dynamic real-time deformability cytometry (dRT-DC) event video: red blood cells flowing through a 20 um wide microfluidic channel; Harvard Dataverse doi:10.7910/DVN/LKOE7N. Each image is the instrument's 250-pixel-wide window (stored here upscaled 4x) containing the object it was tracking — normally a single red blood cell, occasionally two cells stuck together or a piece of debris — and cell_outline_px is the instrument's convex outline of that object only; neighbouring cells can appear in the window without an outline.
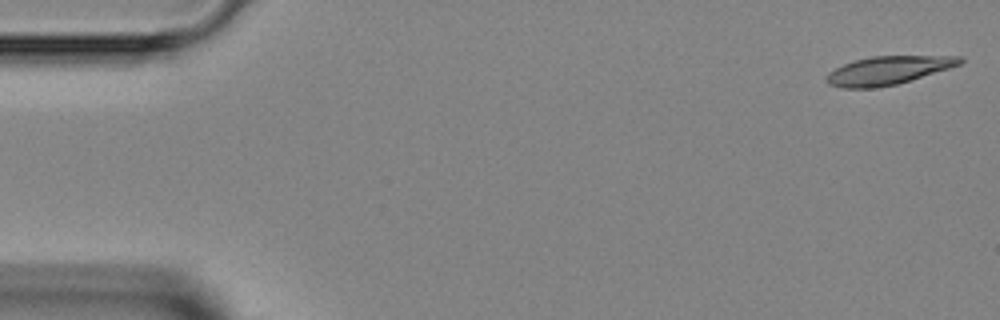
{"species": "Egyptian fruit bat (a non-hibernating species)", "species_latin": "Rousettus aegyptiacus", "temperature_condition": "room temperature", "stored_images_in_passage": 46, "camera_frame_rate_fps": 3000, "um_per_image_px": 0.085, "animal": {"sex": "female"}, "frame": {"image": 1, "passage_image": 1, "time_ms": 0.0, "image_size_px": [1000, 320], "cell_outline_px": [[964, 60], [960, 64], [948, 68], [896, 84], [872, 88], [840, 88], [828, 84], [824, 80], [824, 76], [828, 72], [844, 64], [856, 60], [872, 56], [960, 56]], "centroid_in_image_um": [75.41, 5.99], "position_along_channel_um": 9.6, "area_um2": 21.79}}
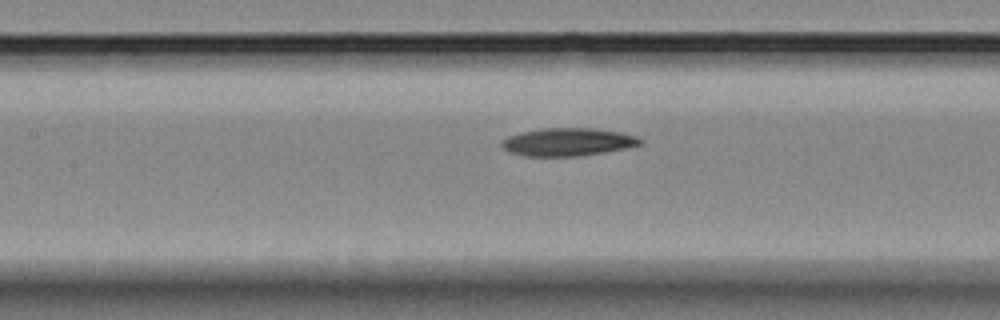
{"frame": {"image": 2, "passage_image": 20, "time_ms": 6.333, "image_size_px": [1000, 320], "cell_outline_px": [[644, 144], [604, 152], [576, 156], [524, 156], [508, 152], [500, 144], [500, 140], [508, 136], [520, 132], [540, 128], [592, 128], [620, 132], [636, 136], [644, 140]], "centroid_in_image_um": [48.23, 12.06], "position_along_channel_um": 159.2, "area_um2": 22.66}}
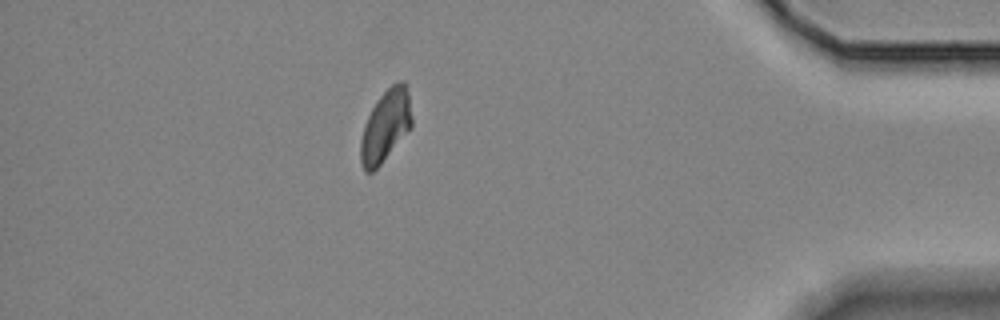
{"frame": {"image": 3, "passage_image": 40, "time_ms": 13.0, "image_size_px": [1000, 320], "cell_outline_px": [[412, 128], [380, 164], [372, 172], [364, 172], [360, 160], [360, 140], [364, 124], [376, 100], [396, 80], [404, 80], [408, 92], [412, 116]], "centroid_in_image_um": [32.77, 10.69], "position_along_channel_um": 402.4, "area_um2": 21.56}}